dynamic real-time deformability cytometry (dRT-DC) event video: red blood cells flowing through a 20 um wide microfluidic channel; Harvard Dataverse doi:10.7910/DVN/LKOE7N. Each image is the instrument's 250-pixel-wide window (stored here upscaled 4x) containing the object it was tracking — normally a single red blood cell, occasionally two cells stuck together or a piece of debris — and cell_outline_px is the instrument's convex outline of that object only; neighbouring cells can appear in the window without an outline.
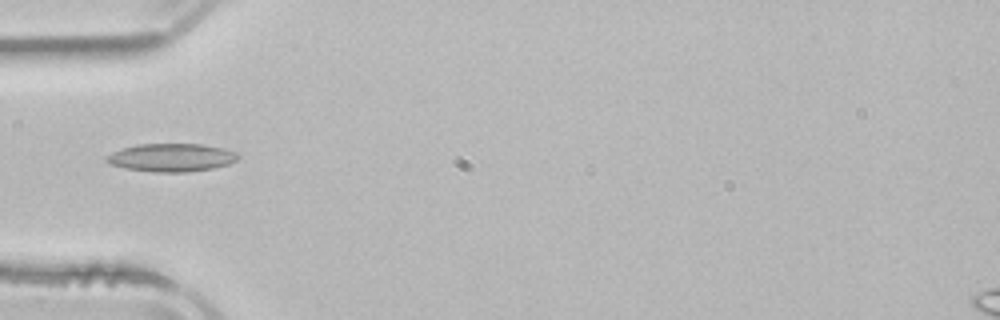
{"species": "common noctule bat (a hibernating species)", "species_latin": "Nyctalus noctula", "temperature_condition": "room temperature", "stored_images_in_passage": 4, "camera_frame_rate_fps": 3000, "um_per_image_px": 0.085, "animal": {"sex": "male", "body_mass_g": 21.5, "forearm_length_mm": 52.0}, "frame": {"image": 1, "passage_image": 4, "time_ms": 4.667, "image_size_px": [1000, 320], "cell_outline_px": [[240, 156], [236, 160], [228, 164], [212, 168], [188, 172], [152, 172], [124, 168], [112, 164], [104, 160], [112, 152], [120, 148], [136, 144], [200, 144], [224, 148], [236, 152]], "centroid_in_image_um": [14.56, 13.39], "position_along_channel_um": 70.4, "area_um2": 21.56}}